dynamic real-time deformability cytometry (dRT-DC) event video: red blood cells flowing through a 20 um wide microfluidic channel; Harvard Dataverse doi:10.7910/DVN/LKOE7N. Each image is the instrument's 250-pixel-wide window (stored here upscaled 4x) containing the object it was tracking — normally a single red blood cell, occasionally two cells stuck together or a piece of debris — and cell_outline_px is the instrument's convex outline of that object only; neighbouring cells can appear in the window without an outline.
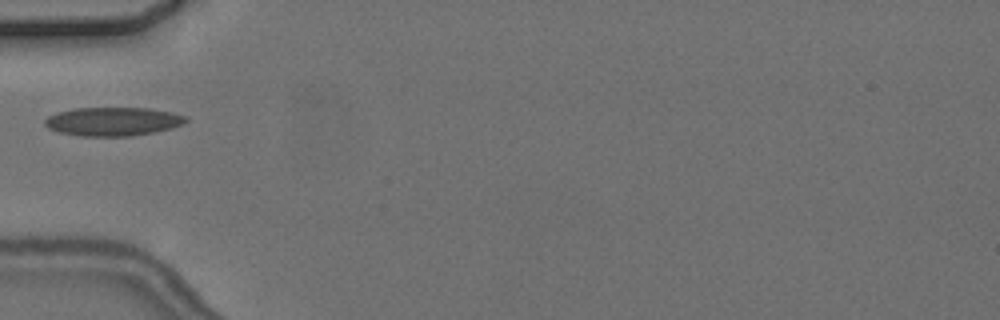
{"species": "common noctule bat (a hibernating species)", "species_latin": "Nyctalus noctula", "temperature_condition": "cold", "stored_images_in_passage": 2, "camera_frame_rate_fps": 3000, "um_per_image_px": 0.085, "animal": {"sex": "female", "body_mass_g": 24.6, "forearm_length_mm": 56.2}, "frame": {"image": 1, "passage_image": 1, "time_ms": 0.0, "image_size_px": [1000, 320], "cell_outline_px": [[188, 120], [184, 124], [152, 132], [132, 136], [80, 136], [60, 132], [48, 128], [44, 124], [44, 120], [48, 116], [56, 112], [76, 108], [148, 108], [172, 112], [188, 116]], "centroid_in_image_um": [9.59, 10.32], "position_along_channel_um": 75.4, "area_um2": 23.52}}
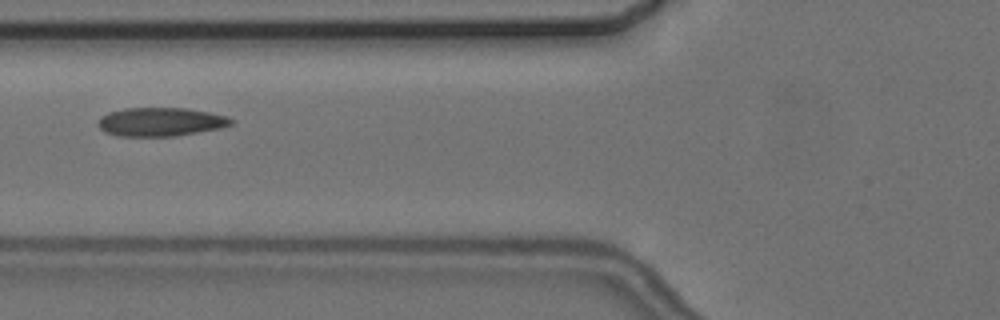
{"frame": {"image": 2, "passage_image": 2, "time_ms": 1.0, "image_size_px": [1000, 320], "cell_outline_px": [[236, 120], [232, 124], [220, 128], [176, 136], [116, 136], [104, 132], [100, 128], [100, 116], [108, 112], [124, 108], [188, 108], [212, 112], [228, 116]], "centroid_in_image_um": [13.7, 10.35], "position_along_channel_um": 112.1, "area_um2": 22.43}}